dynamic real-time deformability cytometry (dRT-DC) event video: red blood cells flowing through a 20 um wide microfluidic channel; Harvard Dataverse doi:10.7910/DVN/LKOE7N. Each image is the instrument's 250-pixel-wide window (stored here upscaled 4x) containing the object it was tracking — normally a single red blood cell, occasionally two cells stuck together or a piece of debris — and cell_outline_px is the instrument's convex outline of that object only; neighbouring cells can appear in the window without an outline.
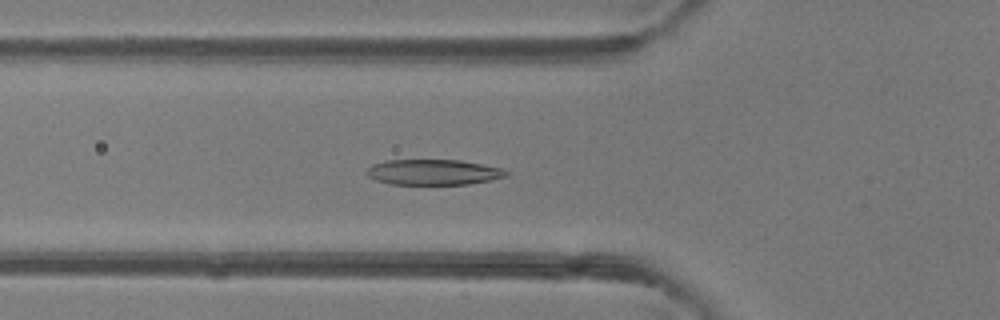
{"species": "common noctule bat (a hibernating species)", "species_latin": "Nyctalus noctula", "temperature_condition": "room temperature", "stored_images_in_passage": 49, "camera_frame_rate_fps": 3000, "um_per_image_px": 0.085, "animal": {"sex": "female"}, "frame": {"image": 1, "passage_image": 17, "time_ms": 5.333, "image_size_px": [1000, 320], "cell_outline_px": [[508, 176], [468, 184], [388, 184], [376, 180], [368, 176], [364, 172], [364, 168], [372, 164], [384, 160], [460, 160], [504, 168], [508, 172]], "centroid_in_image_um": [36.78, 14.62], "position_along_channel_um": 89.0, "area_um2": 20.92}}
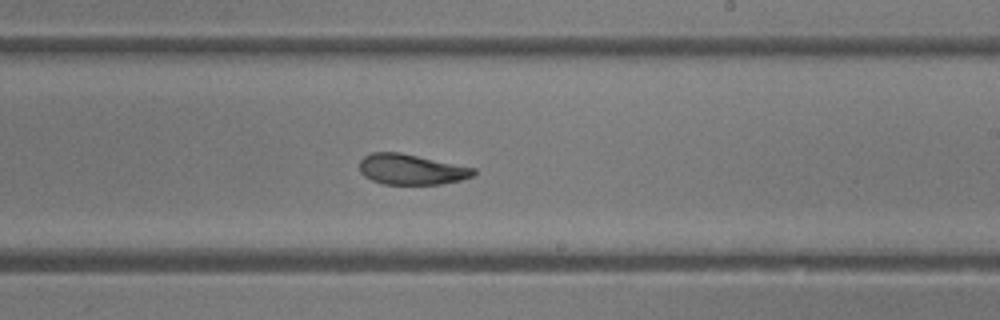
{"frame": {"image": 2, "passage_image": 29, "time_ms": 9.333, "image_size_px": [1000, 320], "cell_outline_px": [[476, 172], [472, 176], [460, 180], [440, 184], [384, 184], [372, 180], [364, 176], [360, 172], [360, 160], [364, 156], [372, 152], [400, 152], [476, 168]], "centroid_in_image_um": [34.95, 14.39], "position_along_channel_um": 254.1, "area_um2": 20.23}}
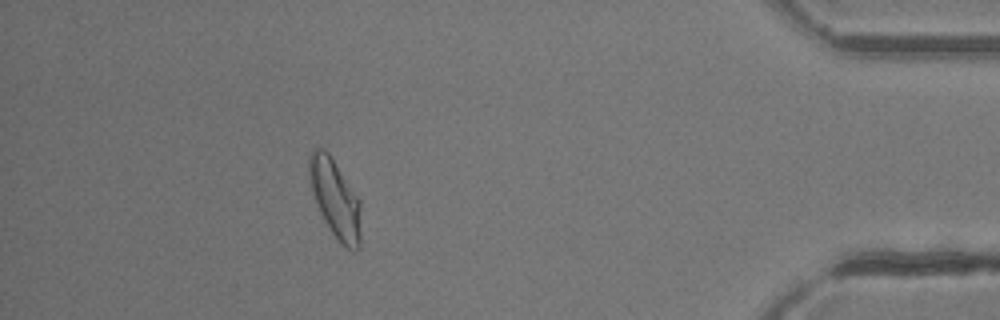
{"frame": {"image": 3, "passage_image": 44, "time_ms": 14.333, "image_size_px": [1000, 320], "cell_outline_px": [[360, 248], [356, 252], [352, 252], [340, 244], [324, 220], [320, 212], [308, 176], [308, 156], [312, 148], [324, 148], [328, 152], [360, 200]], "centroid_in_image_um": [28.49, 16.9], "position_along_channel_um": 406.7, "area_um2": 23.64}, "authors_computed_cell_mechanics": {"area_um2": 22.253, "velocity_mm_per_s": 4.1184, "shape_relaxation_time_tau1_ms": 4.747, "shape_relaxation_time_tau2_ms": 1.759, "deformation_change_tau1": 0.1698, "deformation_change_tau2": 0.087}}